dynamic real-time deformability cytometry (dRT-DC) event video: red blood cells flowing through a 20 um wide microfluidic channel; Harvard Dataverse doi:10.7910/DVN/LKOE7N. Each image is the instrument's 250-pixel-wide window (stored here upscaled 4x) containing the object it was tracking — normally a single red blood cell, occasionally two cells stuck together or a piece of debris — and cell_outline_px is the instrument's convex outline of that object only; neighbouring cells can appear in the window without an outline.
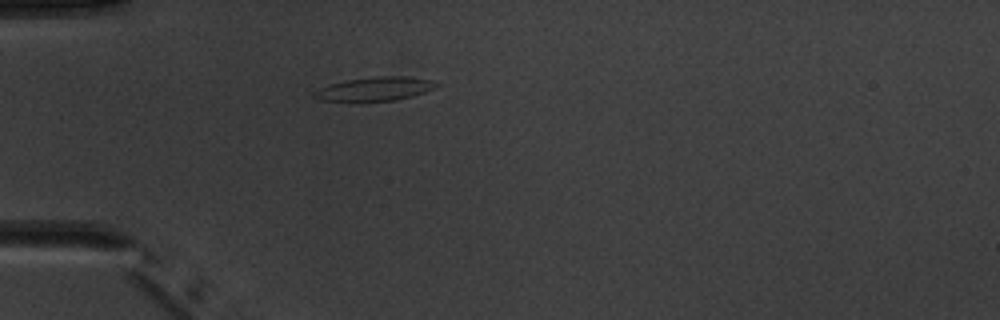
{"species": "common noctule bat (a hibernating species)", "species_latin": "Nyctalus noctula", "temperature_condition": "warm", "stored_images_in_passage": 1, "camera_frame_rate_fps": 3000, "um_per_image_px": 0.085, "animal": {"sex": "male", "body_mass_g": 20.1, "forearm_length_mm": 53.5}, "frame": {"image": 1, "passage_image": 1, "time_ms": 0.0, "image_size_px": [1000, 320], "cell_outline_px": [[440, 84], [436, 88], [412, 96], [396, 100], [324, 100], [312, 96], [312, 92], [320, 88], [332, 84], [348, 80], [376, 76], [408, 76], [432, 80]], "centroid_in_image_um": [31.94, 7.53], "position_along_channel_um": 53.1, "area_um2": 16.53}}